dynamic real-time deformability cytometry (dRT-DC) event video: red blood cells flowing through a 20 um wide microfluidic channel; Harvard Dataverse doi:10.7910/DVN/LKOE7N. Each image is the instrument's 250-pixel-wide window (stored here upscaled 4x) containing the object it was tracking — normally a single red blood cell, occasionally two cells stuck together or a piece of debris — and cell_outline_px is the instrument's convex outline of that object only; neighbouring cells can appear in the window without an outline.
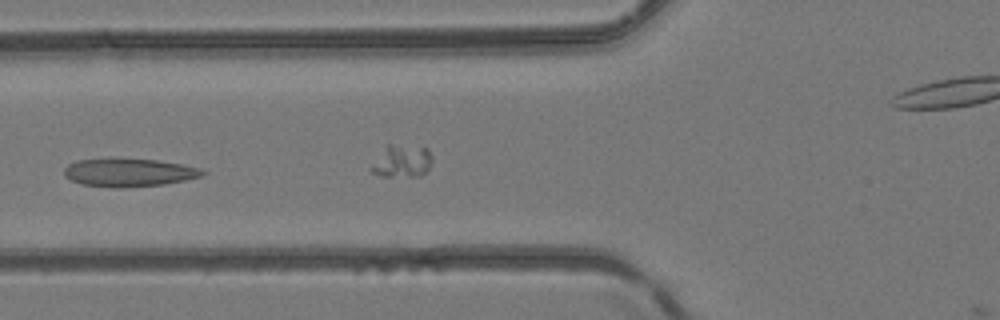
{"species": "common noctule bat (a hibernating species)", "species_latin": "Nyctalus noctula", "temperature_condition": "room temperature", "stored_images_in_passage": 34, "camera_frame_rate_fps": 3000, "um_per_image_px": 0.085, "animal": {"sex": "female", "body_mass_g": 24.6, "forearm_length_mm": 56.2}, "frame": {"image": 1, "passage_image": 12, "time_ms": 3.667, "image_size_px": [1000, 320], "cell_outline_px": [[208, 172], [200, 176], [184, 180], [164, 184], [124, 188], [116, 188], [80, 184], [64, 176], [64, 168], [68, 164], [76, 160], [156, 160], [180, 164], [200, 168]], "centroid_in_image_um": [10.95, 14.69], "position_along_channel_um": 114.9, "area_um2": 22.2}}
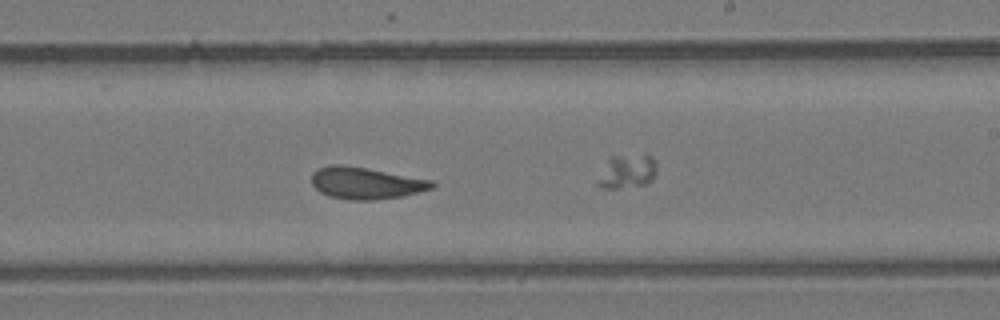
{"frame": {"image": 2, "passage_image": 22, "time_ms": 7.0, "image_size_px": [1000, 320], "cell_outline_px": [[436, 184], [432, 188], [400, 196], [372, 200], [348, 200], [328, 196], [320, 192], [312, 184], [312, 172], [316, 168], [332, 164], [340, 164], [364, 168], [432, 180]], "centroid_in_image_um": [31.03, 15.56], "position_along_channel_um": 258.0, "area_um2": 22.08}}
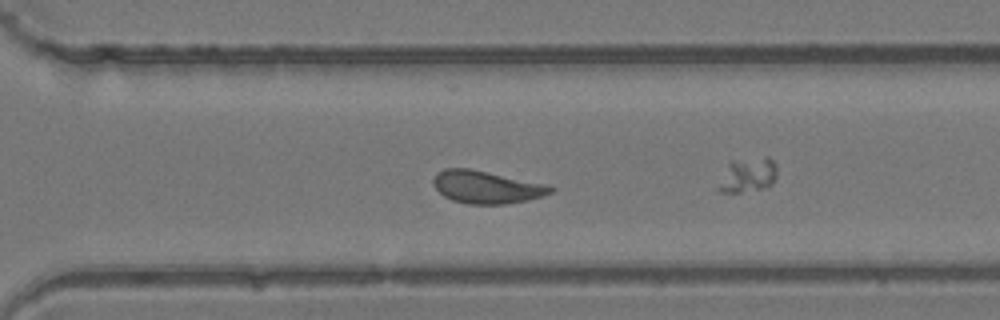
{"frame": {"image": 3, "passage_image": 27, "time_ms": 8.667, "image_size_px": [1000, 320], "cell_outline_px": [[556, 188], [552, 192], [544, 196], [504, 204], [468, 204], [452, 200], [444, 196], [432, 184], [432, 180], [436, 172], [444, 168], [468, 168], [548, 184]], "centroid_in_image_um": [41.34, 15.89], "position_along_channel_um": 329.3, "area_um2": 22.31}}